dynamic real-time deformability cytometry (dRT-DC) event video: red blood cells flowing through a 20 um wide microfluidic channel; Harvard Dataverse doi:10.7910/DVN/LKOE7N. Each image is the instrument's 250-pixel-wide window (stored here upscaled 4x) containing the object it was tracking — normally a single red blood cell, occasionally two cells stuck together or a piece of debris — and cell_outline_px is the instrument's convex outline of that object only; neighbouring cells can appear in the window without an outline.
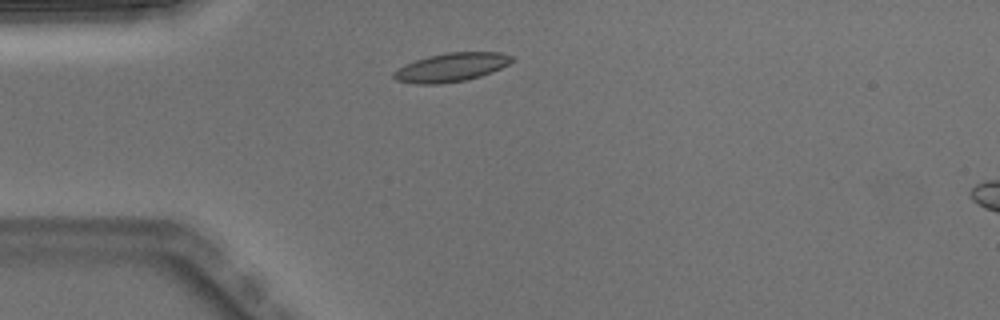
{"species": "Egyptian fruit bat (a non-hibernating species)", "species_latin": "Rousettus aegyptiacus", "temperature_condition": "warm", "stored_images_in_passage": 2, "camera_frame_rate_fps": 3000, "um_per_image_px": 0.085, "animal": {"sex": "male"}, "frame": {"image": 1, "passage_image": 1, "time_ms": 0.0, "image_size_px": [1000, 320], "cell_outline_px": [[516, 60], [492, 72], [480, 76], [464, 80], [436, 84], [420, 84], [396, 80], [392, 76], [392, 72], [416, 60], [428, 56], [448, 52], [500, 52], [512, 56]], "centroid_in_image_um": [38.39, 5.71], "position_along_channel_um": 46.6, "area_um2": 19.48}}